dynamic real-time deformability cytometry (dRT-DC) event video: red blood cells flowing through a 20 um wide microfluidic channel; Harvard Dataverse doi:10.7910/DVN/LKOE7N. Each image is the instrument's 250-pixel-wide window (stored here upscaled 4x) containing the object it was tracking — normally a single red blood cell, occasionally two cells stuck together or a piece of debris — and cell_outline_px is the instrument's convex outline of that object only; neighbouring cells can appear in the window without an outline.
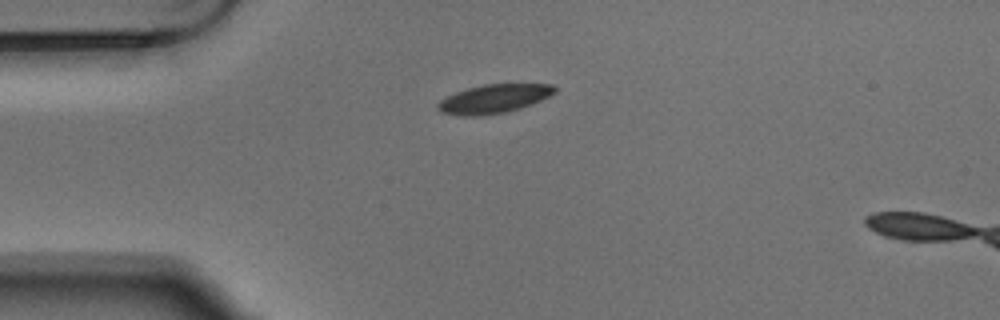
{"species": "Egyptian fruit bat (a non-hibernating species)", "species_latin": "Rousettus aegyptiacus", "temperature_condition": "warm", "stored_images_in_passage": 7, "camera_frame_rate_fps": 3000, "um_per_image_px": 0.085, "animal": {"sex": "male"}, "frame": {"image": 1, "passage_image": 1, "time_ms": 0.0, "image_size_px": [1000, 320], "cell_outline_px": [[556, 92], [540, 100], [520, 108], [504, 112], [480, 116], [460, 116], [440, 112], [436, 108], [436, 104], [440, 100], [456, 92], [468, 88], [484, 84], [552, 84], [556, 88]], "centroid_in_image_um": [41.93, 8.4], "position_along_channel_um": 43.1, "area_um2": 19.48}}
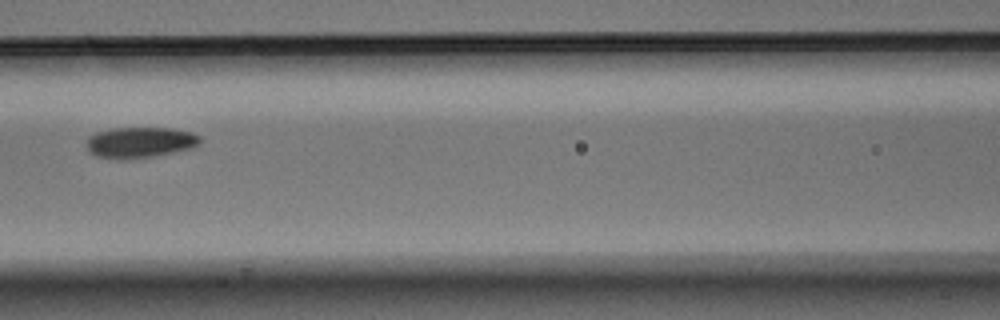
{"frame": {"image": 2, "passage_image": 4, "time_ms": 1.0, "image_size_px": [1000, 320], "cell_outline_px": [[200, 144], [188, 148], [172, 152], [152, 156], [96, 156], [88, 152], [88, 136], [96, 132], [116, 128], [172, 128], [192, 132], [200, 136]], "centroid_in_image_um": [11.94, 12.05], "position_along_channel_um": 154.7, "area_um2": 19.42}}
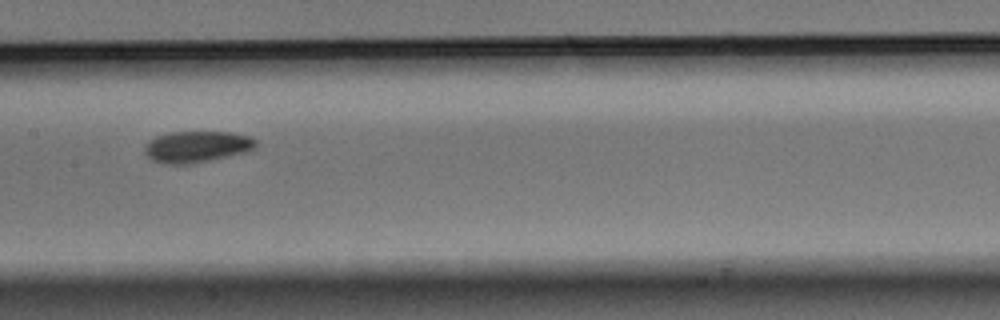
{"frame": {"image": 3, "passage_image": 5, "time_ms": 1.333, "image_size_px": [1000, 320], "cell_outline_px": [[256, 144], [252, 148], [244, 152], [208, 160], [188, 164], [168, 164], [152, 160], [144, 152], [144, 148], [148, 140], [156, 136], [172, 132], [228, 132], [248, 136], [256, 140]], "centroid_in_image_um": [16.66, 12.46], "position_along_channel_um": 190.7, "area_um2": 19.94}}